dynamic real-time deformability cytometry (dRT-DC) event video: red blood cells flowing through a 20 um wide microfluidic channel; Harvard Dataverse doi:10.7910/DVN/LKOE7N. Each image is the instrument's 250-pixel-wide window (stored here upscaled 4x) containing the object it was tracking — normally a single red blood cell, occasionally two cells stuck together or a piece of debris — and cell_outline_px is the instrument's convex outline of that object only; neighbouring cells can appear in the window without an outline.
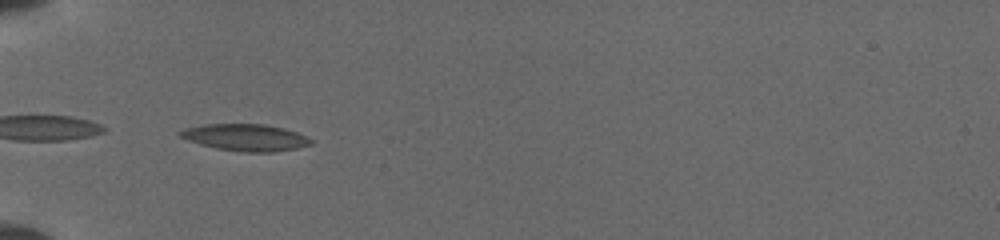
{"species": "common noctule bat (a hibernating species)", "species_latin": "Nyctalus noctula", "temperature_condition": "cold", "stored_images_in_passage": 33, "camera_frame_rate_fps": 3000, "um_per_image_px": 0.085, "animal": {"sex": "female", "body_mass_g": 19.5, "forearm_length_mm": 54.1}, "frame": {"image": 1, "passage_image": 1, "time_ms": 0.0, "image_size_px": [1000, 240], "cell_outline_px": [[312, 144], [296, 148], [272, 152], [240, 152], [216, 148], [200, 144], [188, 140], [180, 136], [176, 132], [184, 128], [204, 124], [264, 124], [284, 128], [308, 136], [312, 140]], "centroid_in_image_um": [20.86, 11.68], "position_along_channel_um": 64.1, "area_um2": 20.52}}
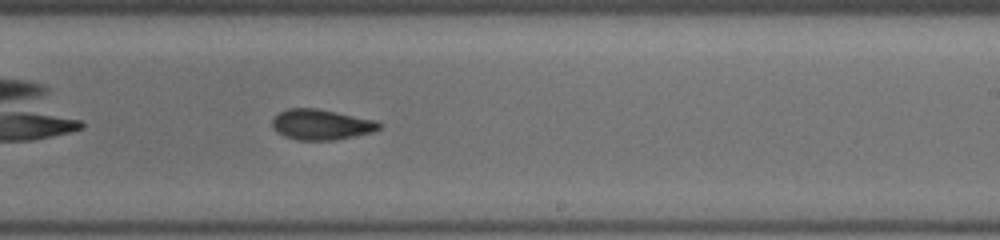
{"frame": {"image": 2, "passage_image": 16, "time_ms": 5.0, "image_size_px": [1000, 240], "cell_outline_px": [[384, 124], [380, 128], [372, 132], [356, 136], [336, 140], [296, 140], [284, 136], [276, 132], [272, 128], [272, 116], [288, 108], [316, 108], [376, 120]], "centroid_in_image_um": [27.29, 10.59], "position_along_channel_um": 261.7, "area_um2": 19.25}}
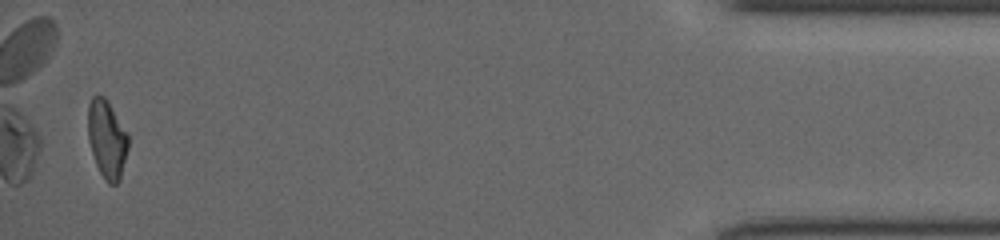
{"frame": {"image": 3, "passage_image": 33, "time_ms": 10.667, "image_size_px": [1000, 240], "cell_outline_px": [[128, 148], [120, 180], [116, 184], [108, 184], [104, 180], [96, 164], [88, 140], [88, 104], [92, 96], [104, 96], [128, 136]], "centroid_in_image_um": [9.07, 11.87], "position_along_channel_um": 426.1, "area_um2": 18.03}}